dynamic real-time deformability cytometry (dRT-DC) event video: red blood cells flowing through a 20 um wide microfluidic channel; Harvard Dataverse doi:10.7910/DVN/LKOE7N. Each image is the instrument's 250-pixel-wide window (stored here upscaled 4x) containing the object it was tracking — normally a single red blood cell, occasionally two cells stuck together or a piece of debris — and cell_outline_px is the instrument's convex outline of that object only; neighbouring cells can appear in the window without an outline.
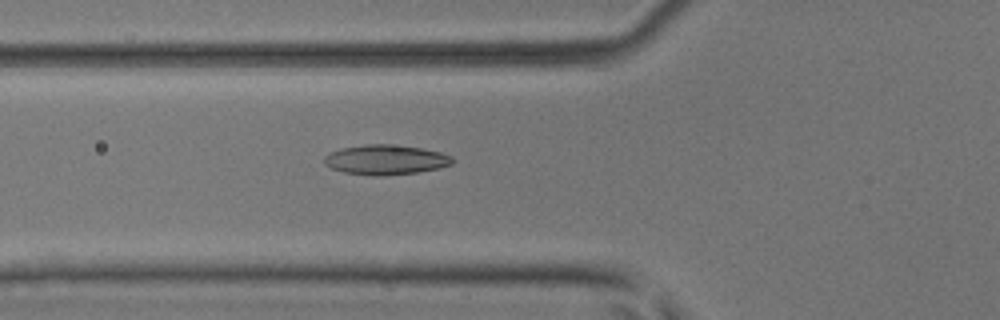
{"species": "common noctule bat (a hibernating species)", "species_latin": "Nyctalus noctula", "temperature_condition": "room temperature", "stored_images_in_passage": 50, "camera_frame_rate_fps": 3000, "um_per_image_px": 0.085, "animal": {"sex": "male", "body_mass_g": 17.9, "forearm_length_mm": 54.2}, "frame": {"image": 1, "passage_image": 19, "time_ms": 6.0, "image_size_px": [1000, 320], "cell_outline_px": [[456, 160], [452, 164], [440, 168], [416, 172], [380, 176], [372, 176], [344, 172], [332, 168], [324, 164], [324, 156], [340, 148], [364, 144], [388, 144], [420, 148], [440, 152], [452, 156]], "centroid_in_image_um": [32.79, 13.58], "position_along_channel_um": 93.0, "area_um2": 22.31}}
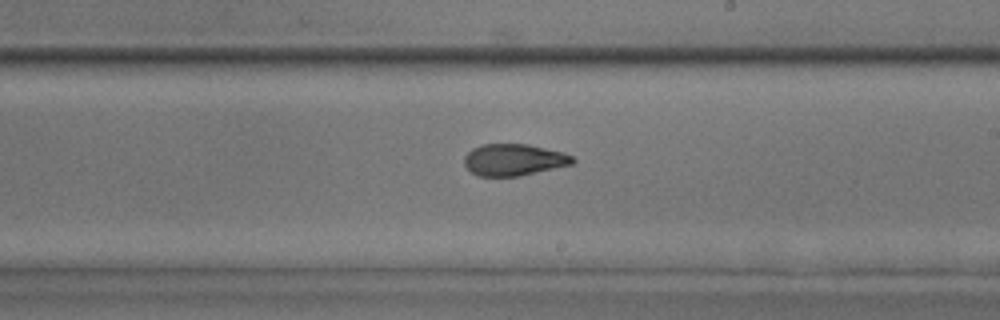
{"frame": {"image": 2, "passage_image": 30, "time_ms": 9.667, "image_size_px": [1000, 320], "cell_outline_px": [[576, 160], [572, 164], [520, 176], [476, 176], [464, 164], [464, 156], [472, 148], [480, 144], [528, 144], [564, 152], [572, 156]], "centroid_in_image_um": [43.67, 13.57], "position_along_channel_um": 245.3, "area_um2": 20.11}}
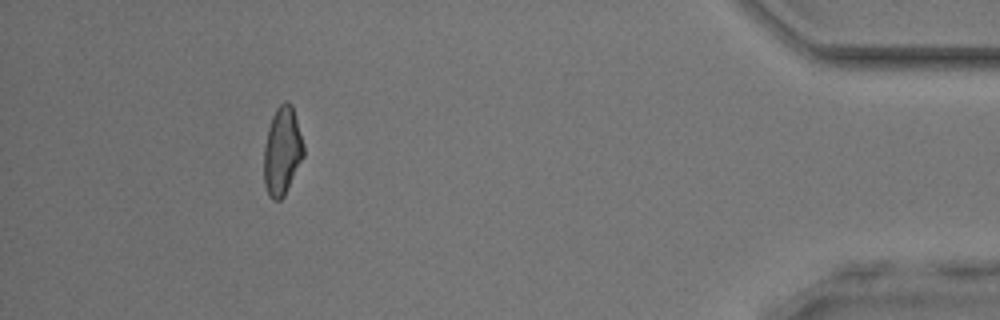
{"frame": {"image": 3, "passage_image": 46, "time_ms": 15.0, "image_size_px": [1000, 320], "cell_outline_px": [[304, 156], [284, 196], [280, 200], [272, 200], [268, 196], [264, 184], [264, 148], [268, 128], [272, 116], [276, 108], [284, 100], [288, 100], [292, 104], [304, 144]], "centroid_in_image_um": [23.99, 12.83], "position_along_channel_um": 411.2, "area_um2": 20.58}, "authors_computed_cell_mechanics": {"area_um2": 20.9814, "velocity_mm_per_s": 4.1615, "shape_relaxation_time_tau1_ms": 6.5251, "shape_relaxation_time_tau2_ms": 2.209, "deformation_change_tau1": 0.1843, "deformation_change_tau2": 0.0915}}